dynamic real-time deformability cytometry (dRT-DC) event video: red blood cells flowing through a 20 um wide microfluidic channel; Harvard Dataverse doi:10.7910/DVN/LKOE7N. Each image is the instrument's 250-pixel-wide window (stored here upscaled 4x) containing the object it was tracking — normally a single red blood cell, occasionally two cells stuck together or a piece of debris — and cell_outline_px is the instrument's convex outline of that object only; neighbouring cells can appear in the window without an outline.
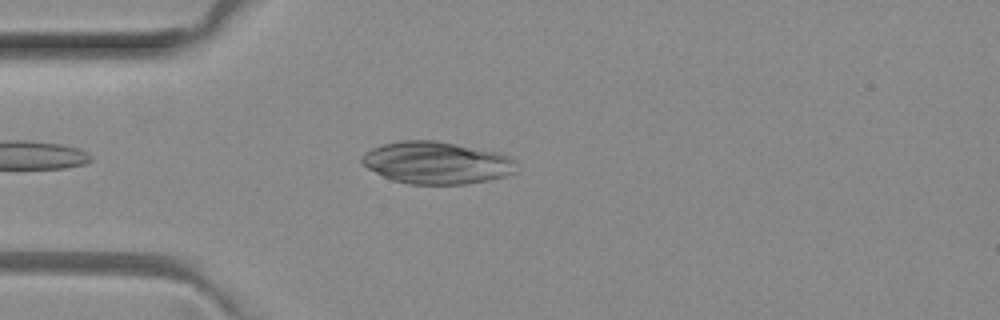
{"species": "common noctule bat (a hibernating species)", "species_latin": "Nyctalus noctula", "temperature_condition": "room temperature", "stored_images_in_passage": 3, "camera_frame_rate_fps": 3000, "um_per_image_px": 0.085, "animal": {"sex": "female", "body_mass_g": 29.2, "forearm_length_mm": 56.3}, "frame": {"image": 1, "passage_image": 2, "time_ms": 0.333, "image_size_px": [1000, 320], "cell_outline_px": [[516, 172], [504, 176], [488, 180], [464, 184], [408, 184], [392, 180], [368, 168], [360, 160], [360, 156], [364, 152], [372, 148], [384, 144], [404, 140], [436, 140], [500, 152], [512, 156], [516, 160]], "centroid_in_image_um": [37.15, 13.82], "position_along_channel_um": 47.9, "area_um2": 38.26}}